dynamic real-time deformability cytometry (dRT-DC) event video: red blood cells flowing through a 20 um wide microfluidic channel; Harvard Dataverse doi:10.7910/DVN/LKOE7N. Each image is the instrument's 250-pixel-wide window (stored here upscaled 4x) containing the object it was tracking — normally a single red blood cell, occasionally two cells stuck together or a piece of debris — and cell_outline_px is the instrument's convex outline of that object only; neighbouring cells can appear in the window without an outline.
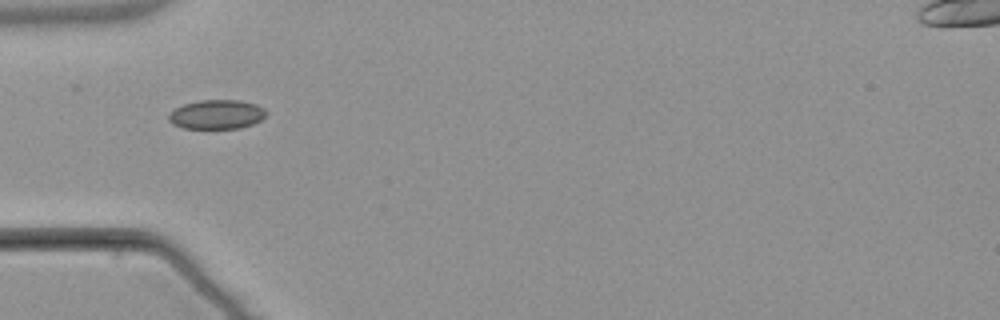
{"species": "common noctule bat (a hibernating species)", "species_latin": "Nyctalus noctula", "temperature_condition": "warm", "stored_images_in_passage": 7, "camera_frame_rate_fps": 3000, "um_per_image_px": 0.085, "animal": {"sex": "male", "body_mass_g": 21.5, "forearm_length_mm": 52.0}, "frame": {"image": 1, "passage_image": 5, "time_ms": 6.667, "image_size_px": [1000, 320], "cell_outline_px": [[268, 112], [260, 120], [252, 124], [240, 128], [184, 128], [172, 124], [168, 120], [168, 116], [176, 108], [184, 104], [200, 100], [240, 100], [256, 104], [264, 108]], "centroid_in_image_um": [18.43, 9.72], "position_along_channel_um": 66.6, "area_um2": 16.53}}
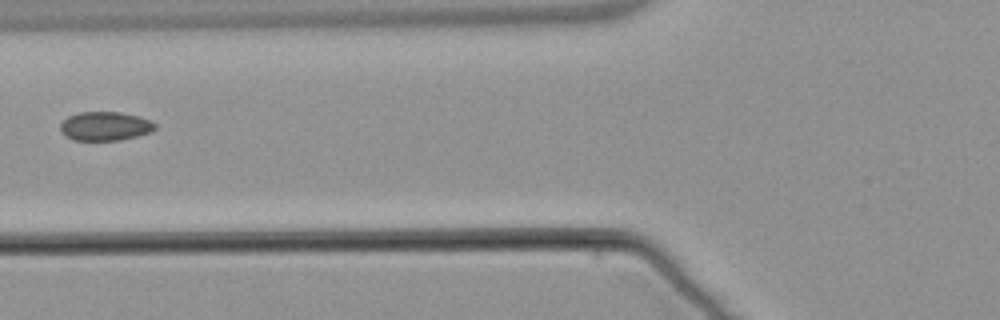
{"frame": {"image": 2, "passage_image": 6, "time_ms": 8.0, "image_size_px": [1000, 320], "cell_outline_px": [[156, 128], [148, 132], [136, 136], [120, 140], [72, 140], [60, 132], [60, 124], [68, 116], [80, 112], [120, 112], [140, 116], [152, 120], [156, 124]], "centroid_in_image_um": [8.93, 10.71], "position_along_channel_um": 116.9, "area_um2": 16.01}}